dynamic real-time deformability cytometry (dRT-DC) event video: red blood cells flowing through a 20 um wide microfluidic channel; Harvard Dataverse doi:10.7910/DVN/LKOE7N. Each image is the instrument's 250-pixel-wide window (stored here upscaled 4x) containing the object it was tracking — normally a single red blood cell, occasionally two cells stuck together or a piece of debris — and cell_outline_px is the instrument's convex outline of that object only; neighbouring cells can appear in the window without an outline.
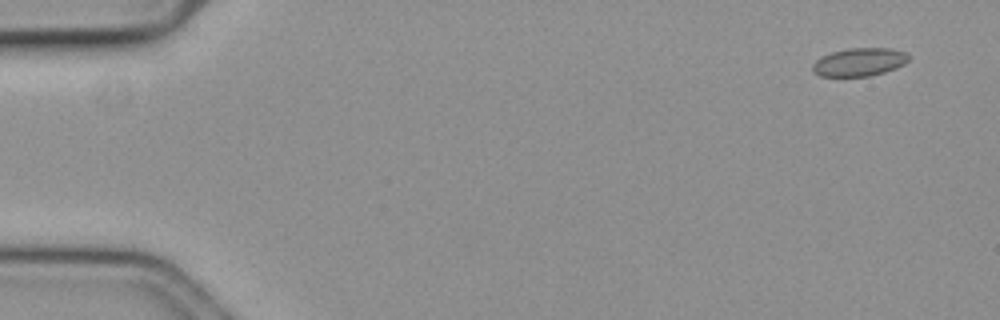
{"species": "common noctule bat (a hibernating species)", "species_latin": "Nyctalus noctula", "temperature_condition": "cold", "stored_images_in_passage": 56, "camera_frame_rate_fps": 3000, "um_per_image_px": 0.085, "animal": {"sex": "female", "body_mass_g": 19.3, "forearm_length_mm": 54.1}, "frame": {"image": 1, "passage_image": 1, "time_ms": 0.0, "image_size_px": [1000, 320], "cell_outline_px": [[908, 60], [904, 64], [896, 68], [884, 72], [868, 76], [820, 76], [812, 72], [812, 64], [820, 56], [832, 52], [848, 48], [892, 48], [908, 52]], "centroid_in_image_um": [73.03, 5.26], "position_along_channel_um": 12.0, "area_um2": 15.9}}
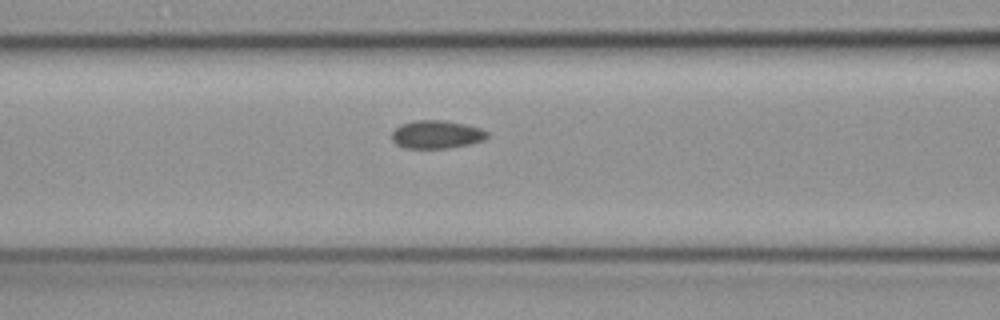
{"frame": {"image": 2, "passage_image": 22, "time_ms": 7.0, "image_size_px": [1000, 320], "cell_outline_px": [[488, 136], [484, 140], [468, 144], [448, 148], [404, 148], [396, 144], [392, 140], [392, 132], [400, 124], [416, 120], [444, 120], [464, 124], [480, 128], [488, 132]], "centroid_in_image_um": [37.09, 11.43], "position_along_channel_um": 129.5, "area_um2": 15.61}}
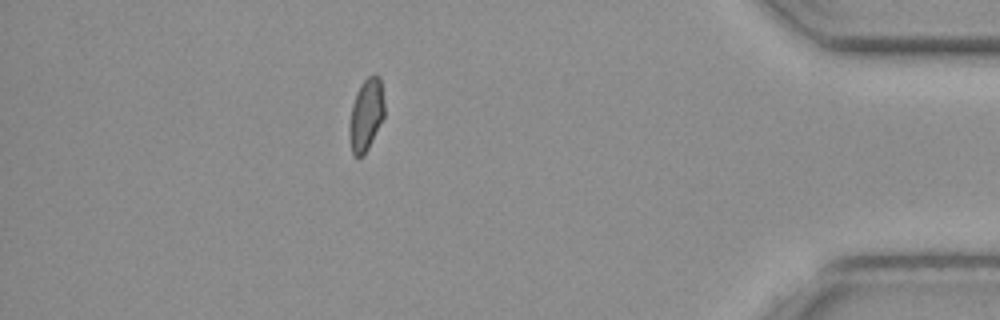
{"frame": {"image": 3, "passage_image": 49, "time_ms": 16.0, "image_size_px": [1000, 320], "cell_outline_px": [[384, 116], [364, 156], [352, 156], [348, 136], [348, 124], [352, 104], [356, 92], [360, 84], [368, 76], [376, 72], [380, 76], [384, 100]], "centroid_in_image_um": [31.09, 9.74], "position_along_channel_um": 404.1, "area_um2": 15.14}, "authors_computed_cell_mechanics": {"area_um2": 15.606, "velocity_mm_per_s": 3.5815, "shape_relaxation_time_tau1_ms": null, "shape_relaxation_time_tau2_ms": 1.2178, "deformation_change_tau1": null, "deformation_change_tau2": 0.0381}}